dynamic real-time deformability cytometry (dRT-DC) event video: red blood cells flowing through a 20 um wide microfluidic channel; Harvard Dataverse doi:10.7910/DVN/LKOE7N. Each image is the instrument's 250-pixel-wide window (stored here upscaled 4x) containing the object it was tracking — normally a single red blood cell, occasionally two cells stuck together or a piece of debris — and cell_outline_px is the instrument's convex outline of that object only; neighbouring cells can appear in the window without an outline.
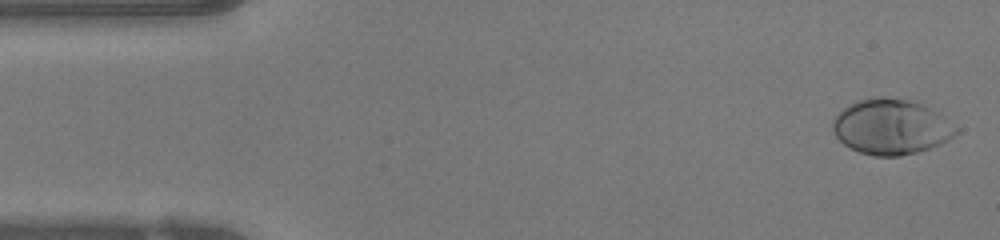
{"species": "human", "species_latin": "Homo sapiens", "temperature_condition": "warm", "stored_images_in_passage": 47, "camera_frame_rate_fps": 3000, "um_per_image_px": 0.085, "donor": {"sex": "female"}, "frame": {"image": 1, "passage_image": 1, "time_ms": 0.0, "image_size_px": [1000, 240], "cell_outline_px": [[960, 132], [948, 140], [940, 144], [916, 152], [900, 156], [876, 156], [860, 152], [844, 144], [836, 136], [832, 128], [832, 120], [848, 104], [856, 100], [872, 96], [884, 96], [908, 100], [924, 104], [944, 116], [960, 128]], "centroid_in_image_um": [75.77, 10.76], "position_along_channel_um": 9.2, "area_um2": 40.06}}
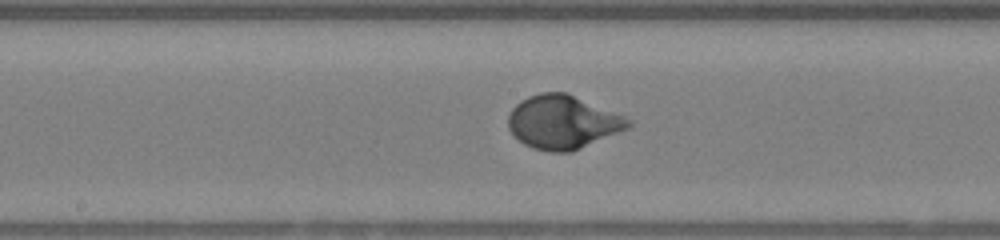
{"frame": {"image": 2, "passage_image": 23, "time_ms": 7.333, "image_size_px": [1000, 240], "cell_outline_px": [[632, 124], [628, 128], [572, 152], [548, 152], [532, 148], [524, 144], [508, 128], [508, 116], [512, 108], [520, 100], [528, 96], [540, 92], [564, 92], [624, 116], [632, 120]], "centroid_in_image_um": [47.81, 10.39], "position_along_channel_um": 200.4, "area_um2": 37.22}}
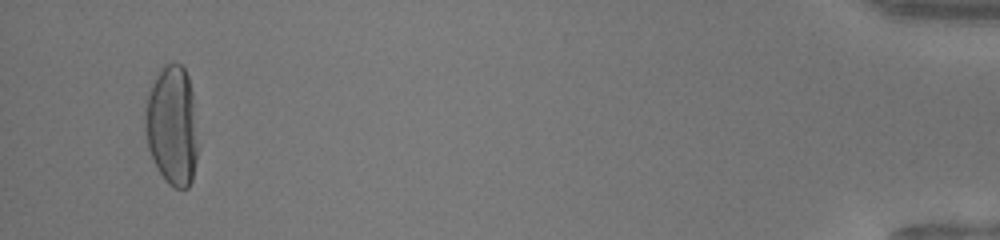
{"frame": {"image": 3, "passage_image": 45, "time_ms": 14.667, "image_size_px": [1000, 240], "cell_outline_px": [[196, 160], [192, 180], [188, 188], [176, 188], [168, 184], [156, 168], [148, 148], [144, 128], [144, 112], [148, 96], [152, 84], [156, 76], [164, 64], [180, 64], [184, 68], [188, 76], [192, 92], [196, 144]], "centroid_in_image_um": [14.59, 10.7], "position_along_channel_um": 420.6, "area_um2": 36.47}, "authors_computed_cell_mechanics": {"area_um2": 36.2984, "velocity_mm_per_s": 4.2008, "shape_relaxation_time_tau1_ms": 2.9405, "shape_relaxation_time_tau2_ms": null, "deformation_change_tau1": 0.2171, "deformation_change_tau2": null}}